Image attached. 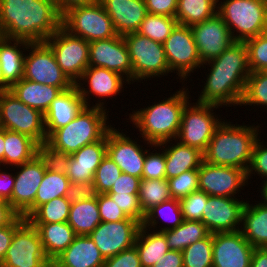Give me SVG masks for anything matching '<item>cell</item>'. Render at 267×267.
<instances>
[{"label":"cell","instance_id":"obj_48","mask_svg":"<svg viewBox=\"0 0 267 267\" xmlns=\"http://www.w3.org/2000/svg\"><path fill=\"white\" fill-rule=\"evenodd\" d=\"M209 195L201 190L194 191L179 200L183 220L202 221L203 210Z\"/></svg>","mask_w":267,"mask_h":267},{"label":"cell","instance_id":"obj_60","mask_svg":"<svg viewBox=\"0 0 267 267\" xmlns=\"http://www.w3.org/2000/svg\"><path fill=\"white\" fill-rule=\"evenodd\" d=\"M18 216L9 202L0 200V227L11 224Z\"/></svg>","mask_w":267,"mask_h":267},{"label":"cell","instance_id":"obj_9","mask_svg":"<svg viewBox=\"0 0 267 267\" xmlns=\"http://www.w3.org/2000/svg\"><path fill=\"white\" fill-rule=\"evenodd\" d=\"M132 65V82L160 77L171 72L163 44L137 32L123 35ZM137 80V81H136Z\"/></svg>","mask_w":267,"mask_h":267},{"label":"cell","instance_id":"obj_18","mask_svg":"<svg viewBox=\"0 0 267 267\" xmlns=\"http://www.w3.org/2000/svg\"><path fill=\"white\" fill-rule=\"evenodd\" d=\"M89 66L112 70L125 77L129 83L132 81L129 52L121 35L89 42Z\"/></svg>","mask_w":267,"mask_h":267},{"label":"cell","instance_id":"obj_6","mask_svg":"<svg viewBox=\"0 0 267 267\" xmlns=\"http://www.w3.org/2000/svg\"><path fill=\"white\" fill-rule=\"evenodd\" d=\"M220 3L217 14L235 41L245 42L267 32V0H225Z\"/></svg>","mask_w":267,"mask_h":267},{"label":"cell","instance_id":"obj_51","mask_svg":"<svg viewBox=\"0 0 267 267\" xmlns=\"http://www.w3.org/2000/svg\"><path fill=\"white\" fill-rule=\"evenodd\" d=\"M97 203L102 222H117L128 218L108 194H98Z\"/></svg>","mask_w":267,"mask_h":267},{"label":"cell","instance_id":"obj_22","mask_svg":"<svg viewBox=\"0 0 267 267\" xmlns=\"http://www.w3.org/2000/svg\"><path fill=\"white\" fill-rule=\"evenodd\" d=\"M253 252L240 231L213 233L212 267H250Z\"/></svg>","mask_w":267,"mask_h":267},{"label":"cell","instance_id":"obj_52","mask_svg":"<svg viewBox=\"0 0 267 267\" xmlns=\"http://www.w3.org/2000/svg\"><path fill=\"white\" fill-rule=\"evenodd\" d=\"M262 143L259 138L255 142L251 162L247 170V180L250 179L251 174L257 173L262 179H265L264 181H267V148Z\"/></svg>","mask_w":267,"mask_h":267},{"label":"cell","instance_id":"obj_11","mask_svg":"<svg viewBox=\"0 0 267 267\" xmlns=\"http://www.w3.org/2000/svg\"><path fill=\"white\" fill-rule=\"evenodd\" d=\"M194 104L192 106L188 102L185 105L181 115L179 133L175 141L197 148L204 153L216 128L222 123V119H219L218 115L217 118L216 115H213L214 108H219V105L199 102Z\"/></svg>","mask_w":267,"mask_h":267},{"label":"cell","instance_id":"obj_16","mask_svg":"<svg viewBox=\"0 0 267 267\" xmlns=\"http://www.w3.org/2000/svg\"><path fill=\"white\" fill-rule=\"evenodd\" d=\"M140 226L129 217L117 222H101L89 236L108 259L134 246Z\"/></svg>","mask_w":267,"mask_h":267},{"label":"cell","instance_id":"obj_63","mask_svg":"<svg viewBox=\"0 0 267 267\" xmlns=\"http://www.w3.org/2000/svg\"><path fill=\"white\" fill-rule=\"evenodd\" d=\"M4 128L0 126V166L4 165Z\"/></svg>","mask_w":267,"mask_h":267},{"label":"cell","instance_id":"obj_21","mask_svg":"<svg viewBox=\"0 0 267 267\" xmlns=\"http://www.w3.org/2000/svg\"><path fill=\"white\" fill-rule=\"evenodd\" d=\"M245 203L238 198L209 196L201 222L211 234L240 231Z\"/></svg>","mask_w":267,"mask_h":267},{"label":"cell","instance_id":"obj_27","mask_svg":"<svg viewBox=\"0 0 267 267\" xmlns=\"http://www.w3.org/2000/svg\"><path fill=\"white\" fill-rule=\"evenodd\" d=\"M105 258L89 235H77L52 267H103Z\"/></svg>","mask_w":267,"mask_h":267},{"label":"cell","instance_id":"obj_3","mask_svg":"<svg viewBox=\"0 0 267 267\" xmlns=\"http://www.w3.org/2000/svg\"><path fill=\"white\" fill-rule=\"evenodd\" d=\"M94 106H85L82 111L66 126L53 131L48 137L43 150L57 160L71 155L85 145L101 140L112 127L107 125V108L104 102ZM106 108V109H105ZM107 121V122H106Z\"/></svg>","mask_w":267,"mask_h":267},{"label":"cell","instance_id":"obj_23","mask_svg":"<svg viewBox=\"0 0 267 267\" xmlns=\"http://www.w3.org/2000/svg\"><path fill=\"white\" fill-rule=\"evenodd\" d=\"M146 151L141 145L111 127L107 132V155L123 173L142 179Z\"/></svg>","mask_w":267,"mask_h":267},{"label":"cell","instance_id":"obj_5","mask_svg":"<svg viewBox=\"0 0 267 267\" xmlns=\"http://www.w3.org/2000/svg\"><path fill=\"white\" fill-rule=\"evenodd\" d=\"M259 131V125L235 126L222 121L203 153L204 161L211 165L236 167L247 172Z\"/></svg>","mask_w":267,"mask_h":267},{"label":"cell","instance_id":"obj_58","mask_svg":"<svg viewBox=\"0 0 267 267\" xmlns=\"http://www.w3.org/2000/svg\"><path fill=\"white\" fill-rule=\"evenodd\" d=\"M2 169L0 168V171ZM15 177L12 173L0 172V200L9 202L11 200Z\"/></svg>","mask_w":267,"mask_h":267},{"label":"cell","instance_id":"obj_19","mask_svg":"<svg viewBox=\"0 0 267 267\" xmlns=\"http://www.w3.org/2000/svg\"><path fill=\"white\" fill-rule=\"evenodd\" d=\"M190 28L202 63L218 57L235 42L229 28L217 13Z\"/></svg>","mask_w":267,"mask_h":267},{"label":"cell","instance_id":"obj_25","mask_svg":"<svg viewBox=\"0 0 267 267\" xmlns=\"http://www.w3.org/2000/svg\"><path fill=\"white\" fill-rule=\"evenodd\" d=\"M118 35L136 32L147 14L145 0H98Z\"/></svg>","mask_w":267,"mask_h":267},{"label":"cell","instance_id":"obj_13","mask_svg":"<svg viewBox=\"0 0 267 267\" xmlns=\"http://www.w3.org/2000/svg\"><path fill=\"white\" fill-rule=\"evenodd\" d=\"M0 267H52L37 229L27 219L14 231Z\"/></svg>","mask_w":267,"mask_h":267},{"label":"cell","instance_id":"obj_14","mask_svg":"<svg viewBox=\"0 0 267 267\" xmlns=\"http://www.w3.org/2000/svg\"><path fill=\"white\" fill-rule=\"evenodd\" d=\"M31 51L25 55L23 79L36 83L59 87L62 91L75 84L57 64L51 48L45 42L30 43Z\"/></svg>","mask_w":267,"mask_h":267},{"label":"cell","instance_id":"obj_33","mask_svg":"<svg viewBox=\"0 0 267 267\" xmlns=\"http://www.w3.org/2000/svg\"><path fill=\"white\" fill-rule=\"evenodd\" d=\"M4 148V167L20 166L43 150L31 137L6 129H4Z\"/></svg>","mask_w":267,"mask_h":267},{"label":"cell","instance_id":"obj_26","mask_svg":"<svg viewBox=\"0 0 267 267\" xmlns=\"http://www.w3.org/2000/svg\"><path fill=\"white\" fill-rule=\"evenodd\" d=\"M77 87L62 91L44 114L46 136L68 125L85 107Z\"/></svg>","mask_w":267,"mask_h":267},{"label":"cell","instance_id":"obj_10","mask_svg":"<svg viewBox=\"0 0 267 267\" xmlns=\"http://www.w3.org/2000/svg\"><path fill=\"white\" fill-rule=\"evenodd\" d=\"M53 161V158L42 150L32 160L16 166L17 169L20 168V171L14 175L15 182L9 203L25 219L35 211V197L38 187L47 167Z\"/></svg>","mask_w":267,"mask_h":267},{"label":"cell","instance_id":"obj_54","mask_svg":"<svg viewBox=\"0 0 267 267\" xmlns=\"http://www.w3.org/2000/svg\"><path fill=\"white\" fill-rule=\"evenodd\" d=\"M103 267H142L139 254L135 246L123 250L117 255L105 259Z\"/></svg>","mask_w":267,"mask_h":267},{"label":"cell","instance_id":"obj_31","mask_svg":"<svg viewBox=\"0 0 267 267\" xmlns=\"http://www.w3.org/2000/svg\"><path fill=\"white\" fill-rule=\"evenodd\" d=\"M243 225V226H242ZM240 232L254 248L267 246V207L263 203H245Z\"/></svg>","mask_w":267,"mask_h":267},{"label":"cell","instance_id":"obj_41","mask_svg":"<svg viewBox=\"0 0 267 267\" xmlns=\"http://www.w3.org/2000/svg\"><path fill=\"white\" fill-rule=\"evenodd\" d=\"M177 24L175 17L147 13L136 32L163 44Z\"/></svg>","mask_w":267,"mask_h":267},{"label":"cell","instance_id":"obj_34","mask_svg":"<svg viewBox=\"0 0 267 267\" xmlns=\"http://www.w3.org/2000/svg\"><path fill=\"white\" fill-rule=\"evenodd\" d=\"M142 225L139 228L135 244L142 267H152L169 250L165 234L160 231H147Z\"/></svg>","mask_w":267,"mask_h":267},{"label":"cell","instance_id":"obj_62","mask_svg":"<svg viewBox=\"0 0 267 267\" xmlns=\"http://www.w3.org/2000/svg\"><path fill=\"white\" fill-rule=\"evenodd\" d=\"M250 267H267V251L264 248H254Z\"/></svg>","mask_w":267,"mask_h":267},{"label":"cell","instance_id":"obj_12","mask_svg":"<svg viewBox=\"0 0 267 267\" xmlns=\"http://www.w3.org/2000/svg\"><path fill=\"white\" fill-rule=\"evenodd\" d=\"M45 43L62 71L75 84L89 66V42L61 26Z\"/></svg>","mask_w":267,"mask_h":267},{"label":"cell","instance_id":"obj_50","mask_svg":"<svg viewBox=\"0 0 267 267\" xmlns=\"http://www.w3.org/2000/svg\"><path fill=\"white\" fill-rule=\"evenodd\" d=\"M149 149L146 151V157L143 165L142 178L145 179H166L165 172V152L159 153H148Z\"/></svg>","mask_w":267,"mask_h":267},{"label":"cell","instance_id":"obj_28","mask_svg":"<svg viewBox=\"0 0 267 267\" xmlns=\"http://www.w3.org/2000/svg\"><path fill=\"white\" fill-rule=\"evenodd\" d=\"M30 43L26 40L10 39L0 36V62L3 72V90H9L23 78L26 54L20 49H29L28 46Z\"/></svg>","mask_w":267,"mask_h":267},{"label":"cell","instance_id":"obj_57","mask_svg":"<svg viewBox=\"0 0 267 267\" xmlns=\"http://www.w3.org/2000/svg\"><path fill=\"white\" fill-rule=\"evenodd\" d=\"M178 0H145L147 13L175 17Z\"/></svg>","mask_w":267,"mask_h":267},{"label":"cell","instance_id":"obj_59","mask_svg":"<svg viewBox=\"0 0 267 267\" xmlns=\"http://www.w3.org/2000/svg\"><path fill=\"white\" fill-rule=\"evenodd\" d=\"M152 267H183L182 252L168 250V252Z\"/></svg>","mask_w":267,"mask_h":267},{"label":"cell","instance_id":"obj_42","mask_svg":"<svg viewBox=\"0 0 267 267\" xmlns=\"http://www.w3.org/2000/svg\"><path fill=\"white\" fill-rule=\"evenodd\" d=\"M71 202L59 197L39 206L28 218L30 223H61L69 218Z\"/></svg>","mask_w":267,"mask_h":267},{"label":"cell","instance_id":"obj_66","mask_svg":"<svg viewBox=\"0 0 267 267\" xmlns=\"http://www.w3.org/2000/svg\"><path fill=\"white\" fill-rule=\"evenodd\" d=\"M49 1H51V2L55 3V5H56V0H49Z\"/></svg>","mask_w":267,"mask_h":267},{"label":"cell","instance_id":"obj_1","mask_svg":"<svg viewBox=\"0 0 267 267\" xmlns=\"http://www.w3.org/2000/svg\"><path fill=\"white\" fill-rule=\"evenodd\" d=\"M211 66L206 83L197 99L199 103L222 107L240 105L250 74L248 50L245 42L235 41L218 57L204 64Z\"/></svg>","mask_w":267,"mask_h":267},{"label":"cell","instance_id":"obj_53","mask_svg":"<svg viewBox=\"0 0 267 267\" xmlns=\"http://www.w3.org/2000/svg\"><path fill=\"white\" fill-rule=\"evenodd\" d=\"M98 196L94 181L71 183L65 197L70 202L93 199Z\"/></svg>","mask_w":267,"mask_h":267},{"label":"cell","instance_id":"obj_4","mask_svg":"<svg viewBox=\"0 0 267 267\" xmlns=\"http://www.w3.org/2000/svg\"><path fill=\"white\" fill-rule=\"evenodd\" d=\"M179 89L175 94L159 103L132 112L130 120L139 129L140 134L149 147H166L170 141L176 140L181 123V115L189 102L187 89ZM188 94V95H187Z\"/></svg>","mask_w":267,"mask_h":267},{"label":"cell","instance_id":"obj_7","mask_svg":"<svg viewBox=\"0 0 267 267\" xmlns=\"http://www.w3.org/2000/svg\"><path fill=\"white\" fill-rule=\"evenodd\" d=\"M0 126L31 137L42 148L46 144L44 114L24 104L9 90H0Z\"/></svg>","mask_w":267,"mask_h":267},{"label":"cell","instance_id":"obj_17","mask_svg":"<svg viewBox=\"0 0 267 267\" xmlns=\"http://www.w3.org/2000/svg\"><path fill=\"white\" fill-rule=\"evenodd\" d=\"M199 190L209 196L235 198L248 182L247 172L230 166H217L202 162L198 169Z\"/></svg>","mask_w":267,"mask_h":267},{"label":"cell","instance_id":"obj_35","mask_svg":"<svg viewBox=\"0 0 267 267\" xmlns=\"http://www.w3.org/2000/svg\"><path fill=\"white\" fill-rule=\"evenodd\" d=\"M71 182L57 161L46 169L35 197V210L52 199L65 197Z\"/></svg>","mask_w":267,"mask_h":267},{"label":"cell","instance_id":"obj_37","mask_svg":"<svg viewBox=\"0 0 267 267\" xmlns=\"http://www.w3.org/2000/svg\"><path fill=\"white\" fill-rule=\"evenodd\" d=\"M165 234L169 250L183 251L190 244L206 238L210 232L201 221L183 222L174 229L163 232Z\"/></svg>","mask_w":267,"mask_h":267},{"label":"cell","instance_id":"obj_55","mask_svg":"<svg viewBox=\"0 0 267 267\" xmlns=\"http://www.w3.org/2000/svg\"><path fill=\"white\" fill-rule=\"evenodd\" d=\"M141 178L121 173L107 194H138Z\"/></svg>","mask_w":267,"mask_h":267},{"label":"cell","instance_id":"obj_38","mask_svg":"<svg viewBox=\"0 0 267 267\" xmlns=\"http://www.w3.org/2000/svg\"><path fill=\"white\" fill-rule=\"evenodd\" d=\"M217 0H178L177 23L191 26L201 23L217 13Z\"/></svg>","mask_w":267,"mask_h":267},{"label":"cell","instance_id":"obj_65","mask_svg":"<svg viewBox=\"0 0 267 267\" xmlns=\"http://www.w3.org/2000/svg\"><path fill=\"white\" fill-rule=\"evenodd\" d=\"M0 90H3V72L1 69V62H0Z\"/></svg>","mask_w":267,"mask_h":267},{"label":"cell","instance_id":"obj_39","mask_svg":"<svg viewBox=\"0 0 267 267\" xmlns=\"http://www.w3.org/2000/svg\"><path fill=\"white\" fill-rule=\"evenodd\" d=\"M138 197L140 207L143 213L146 214L154 206L172 198L168 180L142 178L138 189Z\"/></svg>","mask_w":267,"mask_h":267},{"label":"cell","instance_id":"obj_2","mask_svg":"<svg viewBox=\"0 0 267 267\" xmlns=\"http://www.w3.org/2000/svg\"><path fill=\"white\" fill-rule=\"evenodd\" d=\"M62 26V14L49 0H0V36L45 42Z\"/></svg>","mask_w":267,"mask_h":267},{"label":"cell","instance_id":"obj_8","mask_svg":"<svg viewBox=\"0 0 267 267\" xmlns=\"http://www.w3.org/2000/svg\"><path fill=\"white\" fill-rule=\"evenodd\" d=\"M62 27L87 42L118 35L111 18L98 0L69 8L62 14Z\"/></svg>","mask_w":267,"mask_h":267},{"label":"cell","instance_id":"obj_44","mask_svg":"<svg viewBox=\"0 0 267 267\" xmlns=\"http://www.w3.org/2000/svg\"><path fill=\"white\" fill-rule=\"evenodd\" d=\"M261 105L267 108V71L250 72L240 106Z\"/></svg>","mask_w":267,"mask_h":267},{"label":"cell","instance_id":"obj_46","mask_svg":"<svg viewBox=\"0 0 267 267\" xmlns=\"http://www.w3.org/2000/svg\"><path fill=\"white\" fill-rule=\"evenodd\" d=\"M121 173L119 166L106 154L96 169L93 180L98 194H107Z\"/></svg>","mask_w":267,"mask_h":267},{"label":"cell","instance_id":"obj_29","mask_svg":"<svg viewBox=\"0 0 267 267\" xmlns=\"http://www.w3.org/2000/svg\"><path fill=\"white\" fill-rule=\"evenodd\" d=\"M31 224L37 229L44 252L51 263L77 236L68 222Z\"/></svg>","mask_w":267,"mask_h":267},{"label":"cell","instance_id":"obj_47","mask_svg":"<svg viewBox=\"0 0 267 267\" xmlns=\"http://www.w3.org/2000/svg\"><path fill=\"white\" fill-rule=\"evenodd\" d=\"M168 180L170 195L174 199L180 200L199 190L198 169H192L181 173Z\"/></svg>","mask_w":267,"mask_h":267},{"label":"cell","instance_id":"obj_30","mask_svg":"<svg viewBox=\"0 0 267 267\" xmlns=\"http://www.w3.org/2000/svg\"><path fill=\"white\" fill-rule=\"evenodd\" d=\"M9 91L27 106L46 113L51 102L57 98L62 90L59 87L36 83L27 79H21L15 83Z\"/></svg>","mask_w":267,"mask_h":267},{"label":"cell","instance_id":"obj_49","mask_svg":"<svg viewBox=\"0 0 267 267\" xmlns=\"http://www.w3.org/2000/svg\"><path fill=\"white\" fill-rule=\"evenodd\" d=\"M114 202L122 209L127 217L138 221L143 224L145 214L143 213L138 194H108Z\"/></svg>","mask_w":267,"mask_h":267},{"label":"cell","instance_id":"obj_56","mask_svg":"<svg viewBox=\"0 0 267 267\" xmlns=\"http://www.w3.org/2000/svg\"><path fill=\"white\" fill-rule=\"evenodd\" d=\"M23 216H18L11 224L0 227V264L5 258L11 245L14 231L25 221Z\"/></svg>","mask_w":267,"mask_h":267},{"label":"cell","instance_id":"obj_36","mask_svg":"<svg viewBox=\"0 0 267 267\" xmlns=\"http://www.w3.org/2000/svg\"><path fill=\"white\" fill-rule=\"evenodd\" d=\"M67 222L76 235H89L102 222L97 197L71 202Z\"/></svg>","mask_w":267,"mask_h":267},{"label":"cell","instance_id":"obj_61","mask_svg":"<svg viewBox=\"0 0 267 267\" xmlns=\"http://www.w3.org/2000/svg\"><path fill=\"white\" fill-rule=\"evenodd\" d=\"M95 1L97 0H56V8L63 14L71 7L90 4Z\"/></svg>","mask_w":267,"mask_h":267},{"label":"cell","instance_id":"obj_24","mask_svg":"<svg viewBox=\"0 0 267 267\" xmlns=\"http://www.w3.org/2000/svg\"><path fill=\"white\" fill-rule=\"evenodd\" d=\"M124 79L125 77L112 70H108L102 67L88 66L81 77L78 79V81L75 83V86L77 87L85 105L90 106V104H88L89 94L92 93L96 97H102V99H104L105 97L116 96L117 93H121V89L123 88L125 81L129 84L128 80ZM81 80L82 82L84 80L85 82H88L89 90H87L88 88H84L82 86L83 83L80 82Z\"/></svg>","mask_w":267,"mask_h":267},{"label":"cell","instance_id":"obj_32","mask_svg":"<svg viewBox=\"0 0 267 267\" xmlns=\"http://www.w3.org/2000/svg\"><path fill=\"white\" fill-rule=\"evenodd\" d=\"M170 146V147H169ZM165 152L166 179L176 177L183 172L199 169L204 161L203 152L199 149L177 142L163 148Z\"/></svg>","mask_w":267,"mask_h":267},{"label":"cell","instance_id":"obj_45","mask_svg":"<svg viewBox=\"0 0 267 267\" xmlns=\"http://www.w3.org/2000/svg\"><path fill=\"white\" fill-rule=\"evenodd\" d=\"M250 72L267 71V32L245 41Z\"/></svg>","mask_w":267,"mask_h":267},{"label":"cell","instance_id":"obj_20","mask_svg":"<svg viewBox=\"0 0 267 267\" xmlns=\"http://www.w3.org/2000/svg\"><path fill=\"white\" fill-rule=\"evenodd\" d=\"M107 154V134L99 141L85 145L71 155L56 161L71 183L94 180L95 172Z\"/></svg>","mask_w":267,"mask_h":267},{"label":"cell","instance_id":"obj_43","mask_svg":"<svg viewBox=\"0 0 267 267\" xmlns=\"http://www.w3.org/2000/svg\"><path fill=\"white\" fill-rule=\"evenodd\" d=\"M213 234H209L182 251L183 267H212L213 266Z\"/></svg>","mask_w":267,"mask_h":267},{"label":"cell","instance_id":"obj_64","mask_svg":"<svg viewBox=\"0 0 267 267\" xmlns=\"http://www.w3.org/2000/svg\"><path fill=\"white\" fill-rule=\"evenodd\" d=\"M263 182L264 184H262L261 195L263 196L264 200L261 203H263L267 207V181Z\"/></svg>","mask_w":267,"mask_h":267},{"label":"cell","instance_id":"obj_15","mask_svg":"<svg viewBox=\"0 0 267 267\" xmlns=\"http://www.w3.org/2000/svg\"><path fill=\"white\" fill-rule=\"evenodd\" d=\"M163 47L171 73L176 70L182 80L203 65L190 26L177 24Z\"/></svg>","mask_w":267,"mask_h":267},{"label":"cell","instance_id":"obj_40","mask_svg":"<svg viewBox=\"0 0 267 267\" xmlns=\"http://www.w3.org/2000/svg\"><path fill=\"white\" fill-rule=\"evenodd\" d=\"M158 217L163 218V220H166V222L168 221L172 223L171 226H164L163 228L158 230L160 232L174 229L179 226L183 222L179 200L171 198L170 200L164 201L159 205L154 206L145 214L142 226L149 229L150 231V228H155L157 226L159 221H157L156 219Z\"/></svg>","mask_w":267,"mask_h":267}]
</instances>
